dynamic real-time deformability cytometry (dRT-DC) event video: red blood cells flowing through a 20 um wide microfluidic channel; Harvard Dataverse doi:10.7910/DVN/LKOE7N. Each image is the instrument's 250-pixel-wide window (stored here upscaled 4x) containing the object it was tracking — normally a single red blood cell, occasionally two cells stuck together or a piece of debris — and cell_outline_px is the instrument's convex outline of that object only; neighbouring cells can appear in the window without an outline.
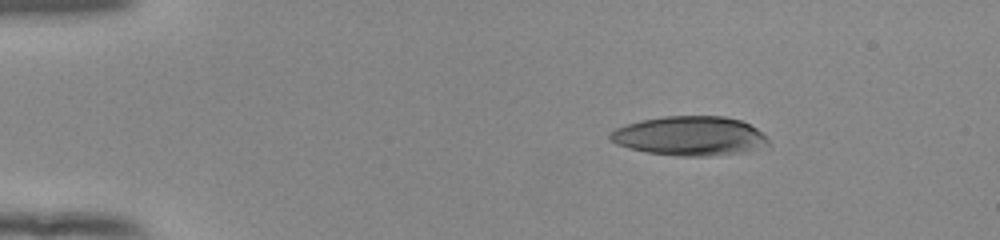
{"species": "human", "species_latin": "Homo sapiens", "temperature_condition": "room temperature", "stored_images_in_passage": 46, "camera_frame_rate_fps": 3000, "um_per_image_px": 0.085, "donor": {"sex": "female"}, "frame": {"image": 1, "passage_image": 1, "time_ms": 0.0, "image_size_px": [1000, 240], "cell_outline_px": [[768, 144], [748, 152], [712, 156], [676, 156], [648, 152], [616, 144], [608, 136], [608, 132], [616, 128], [640, 120], [664, 116], [724, 116], [740, 120], [756, 128], [768, 140]], "centroid_in_image_um": [58.62, 11.56], "position_along_channel_um": 26.4, "area_um2": 36.13}}
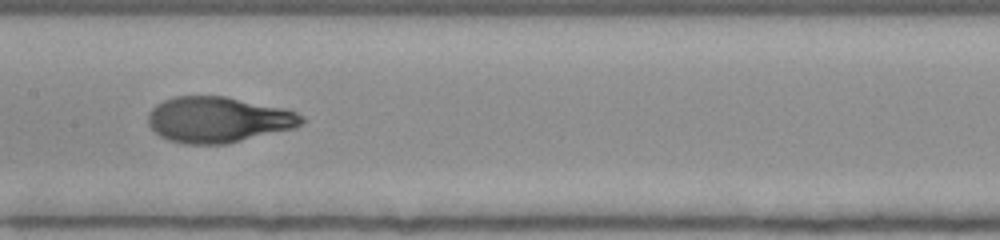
{"frame": {"image": 2, "passage_image": 20, "time_ms": 6.333, "image_size_px": [1000, 240], "cell_outline_px": [[304, 120], [296, 128], [228, 144], [184, 144], [168, 140], [160, 136], [148, 124], [148, 112], [156, 104], [164, 100], [176, 96], [224, 96], [284, 108], [296, 112], [304, 116]], "centroid_in_image_um": [18.55, 10.18], "position_along_channel_um": 188.8, "area_um2": 41.15}}
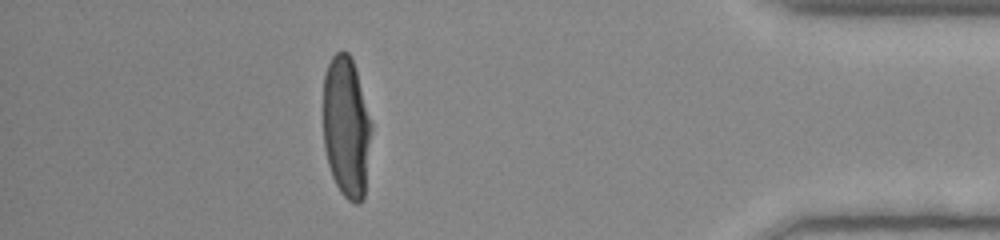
{"frame": {"image": 3, "passage_image": 40, "time_ms": 13.0, "image_size_px": [1000, 240], "cell_outline_px": [[372, 128], [364, 196], [360, 204], [356, 204], [348, 200], [340, 192], [332, 176], [328, 164], [324, 148], [324, 76], [328, 64], [332, 56], [336, 52], [348, 52], [352, 60], [356, 72], [372, 124]], "centroid_in_image_um": [29.43, 10.84], "position_along_channel_um": 405.8, "area_um2": 39.42}, "authors_computed_cell_mechanics": {"area_um2": 40.1132, "velocity_mm_per_s": 3.8645, "shape_relaxation_time_tau1_ms": 4.3845, "shape_relaxation_time_tau2_ms": null, "deformation_change_tau1": 0.2585, "deformation_change_tau2": null}}